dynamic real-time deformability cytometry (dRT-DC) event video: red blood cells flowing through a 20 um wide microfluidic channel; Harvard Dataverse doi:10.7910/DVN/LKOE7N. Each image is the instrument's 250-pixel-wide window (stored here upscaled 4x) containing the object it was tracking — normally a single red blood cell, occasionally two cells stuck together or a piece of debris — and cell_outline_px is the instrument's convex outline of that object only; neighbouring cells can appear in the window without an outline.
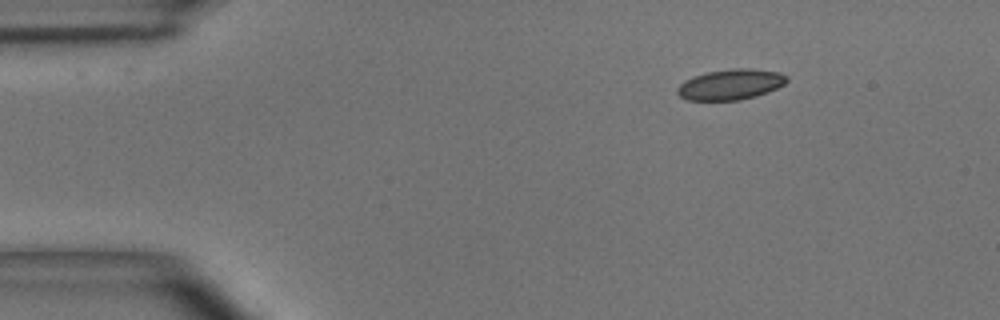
{"species": "common noctule bat (a hibernating species)", "species_latin": "Nyctalus noctula", "temperature_condition": "room temperature", "stored_images_in_passage": 3, "camera_frame_rate_fps": 3000, "um_per_image_px": 0.085, "animal": {"sex": "male", "body_mass_g": 15.6}, "frame": {"image": 1, "passage_image": 1, "time_ms": 0.0, "image_size_px": [1000, 320], "cell_outline_px": [[788, 80], [784, 84], [768, 92], [756, 96], [740, 100], [688, 100], [680, 96], [676, 92], [676, 88], [684, 80], [692, 76], [708, 72], [732, 68], [752, 68], [780, 72], [788, 76]], "centroid_in_image_um": [62.1, 7.17], "position_along_channel_um": 22.9, "area_um2": 19.65}}
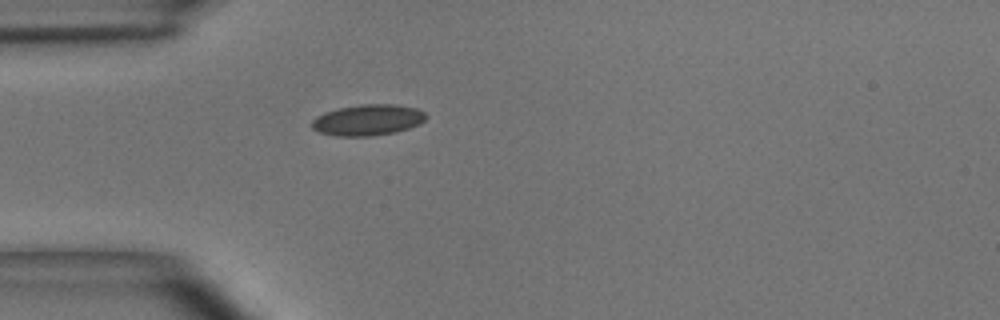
{"frame": {"image": 2, "passage_image": 3, "time_ms": 0.667, "image_size_px": [1000, 320], "cell_outline_px": [[428, 116], [420, 124], [396, 132], [372, 136], [336, 136], [320, 132], [312, 128], [312, 120], [316, 116], [324, 112], [340, 108], [360, 104], [396, 104], [416, 108], [424, 112]], "centroid_in_image_um": [31.28, 10.19], "position_along_channel_um": 53.7, "area_um2": 20.69}}